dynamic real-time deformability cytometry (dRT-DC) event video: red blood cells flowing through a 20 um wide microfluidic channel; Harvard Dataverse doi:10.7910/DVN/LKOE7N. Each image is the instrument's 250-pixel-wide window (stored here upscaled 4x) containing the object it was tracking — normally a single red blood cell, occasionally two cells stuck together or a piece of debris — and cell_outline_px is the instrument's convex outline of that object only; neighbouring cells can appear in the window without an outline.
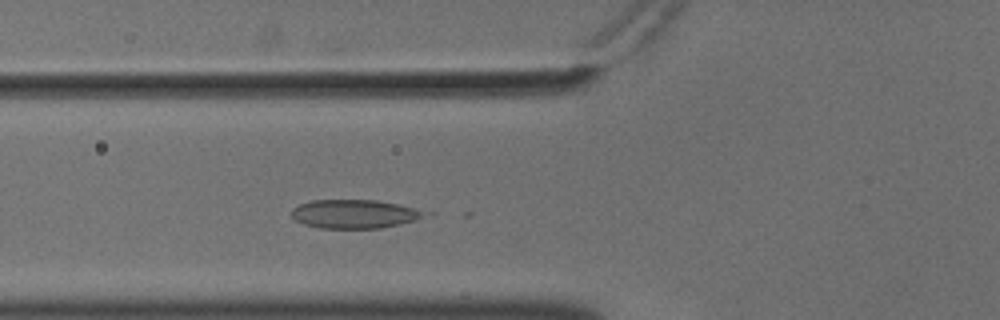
{"species": "common noctule bat (a hibernating species)", "species_latin": "Nyctalus noctula", "temperature_condition": "cold", "stored_images_in_passage": 51, "camera_frame_rate_fps": 3000, "um_per_image_px": 0.085, "animal": {"sex": "male", "body_mass_g": 18.8}, "frame": {"image": 1, "passage_image": 15, "time_ms": 4.667, "image_size_px": [1000, 320], "cell_outline_px": [[424, 216], [416, 220], [400, 224], [380, 228], [320, 228], [304, 224], [296, 220], [292, 216], [292, 208], [300, 204], [312, 200], [376, 200], [396, 204], [412, 208], [420, 212]], "centroid_in_image_um": [30.03, 18.19], "position_along_channel_um": 95.8, "area_um2": 21.79}}
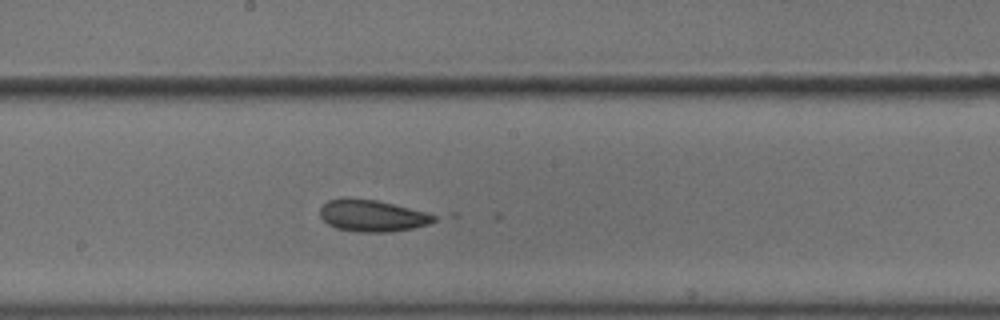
{"frame": {"image": 2, "passage_image": 25, "time_ms": 8.0, "image_size_px": [1000, 320], "cell_outline_px": [[436, 220], [428, 224], [412, 228], [388, 232], [356, 232], [336, 228], [328, 224], [320, 216], [320, 208], [328, 200], [376, 200], [424, 212], [436, 216]], "centroid_in_image_um": [31.63, 18.37], "position_along_channel_um": 216.6, "area_um2": 20.35}}
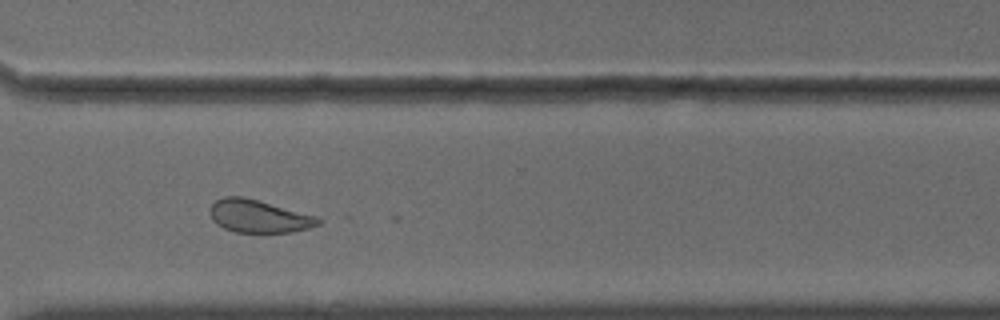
{"frame": {"image": 3, "passage_image": 36, "time_ms": 11.667, "image_size_px": [1000, 320], "cell_outline_px": [[324, 220], [320, 224], [308, 228], [292, 232], [236, 232], [224, 228], [216, 224], [212, 220], [212, 204], [216, 200], [224, 196], [244, 196], [316, 216]], "centroid_in_image_um": [22.02, 18.38], "position_along_channel_um": 348.6, "area_um2": 20.52}}